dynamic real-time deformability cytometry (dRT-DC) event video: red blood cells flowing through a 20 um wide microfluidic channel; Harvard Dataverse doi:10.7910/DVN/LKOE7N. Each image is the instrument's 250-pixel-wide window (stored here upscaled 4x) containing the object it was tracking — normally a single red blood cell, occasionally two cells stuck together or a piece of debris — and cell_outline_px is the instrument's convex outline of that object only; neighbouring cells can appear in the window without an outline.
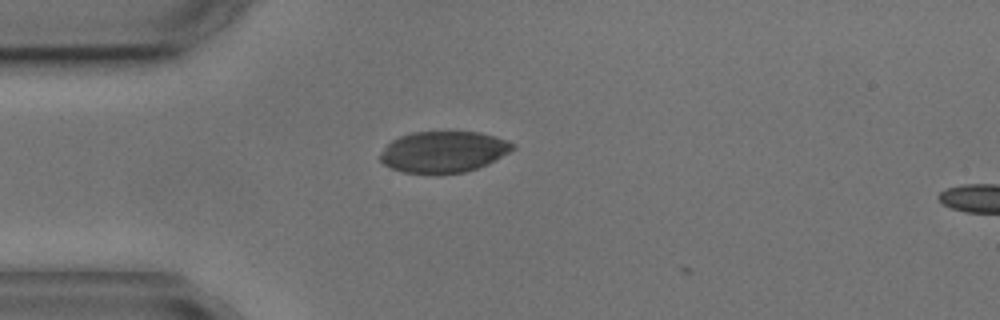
{"species": "common noctule bat (a hibernating species)", "species_latin": "Nyctalus noctula", "temperature_condition": "cold", "stored_images_in_passage": 1, "camera_frame_rate_fps": 3000, "um_per_image_px": 0.085, "animal": {"sex": "male", "body_mass_g": 17.9, "forearm_length_mm": 54.2}, "frame": {"image": 1, "passage_image": 1, "time_ms": 0.0, "image_size_px": [1000, 320], "cell_outline_px": [[516, 148], [476, 168], [464, 172], [404, 172], [392, 168], [384, 164], [380, 160], [380, 152], [392, 140], [400, 136], [412, 132], [480, 132], [496, 136], [508, 140], [516, 144]], "centroid_in_image_um": [37.69, 12.87], "position_along_channel_um": 47.3, "area_um2": 31.21}}